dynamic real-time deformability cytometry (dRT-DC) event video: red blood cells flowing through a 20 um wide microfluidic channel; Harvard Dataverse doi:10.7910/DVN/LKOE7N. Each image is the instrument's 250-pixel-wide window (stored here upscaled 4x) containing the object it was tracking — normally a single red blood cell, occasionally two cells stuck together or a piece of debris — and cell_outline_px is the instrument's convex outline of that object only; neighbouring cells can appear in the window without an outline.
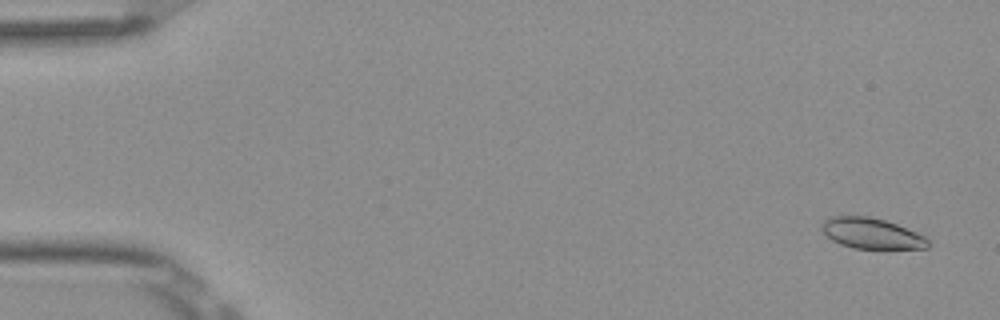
{"species": "Egyptian fruit bat (a non-hibernating species)", "species_latin": "Rousettus aegyptiacus", "temperature_condition": "room temperature", "stored_images_in_passage": 53, "camera_frame_rate_fps": 3000, "um_per_image_px": 0.085, "frame": {"image": 1, "passage_image": 3, "time_ms": 0.667, "image_size_px": [1000, 320], "cell_outline_px": [[932, 240], [928, 248], [852, 248], [840, 244], [824, 236], [820, 228], [824, 220], [828, 216], [868, 216], [884, 220], [896, 224], [916, 232]], "centroid_in_image_um": [74.05, 19.83], "position_along_channel_um": 11.0, "area_um2": 19.13}}
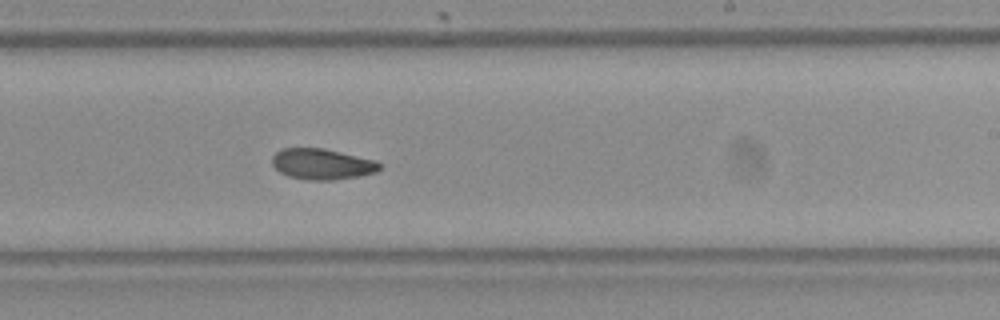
{"frame": {"image": 2, "passage_image": 33, "time_ms": 10.667, "image_size_px": [1000, 320], "cell_outline_px": [[384, 164], [376, 172], [360, 176], [332, 180], [308, 180], [288, 176], [280, 172], [272, 164], [272, 156], [276, 152], [284, 148], [324, 148], [376, 160]], "centroid_in_image_um": [27.4, 13.94], "position_along_channel_um": 261.6, "area_um2": 19.42}}
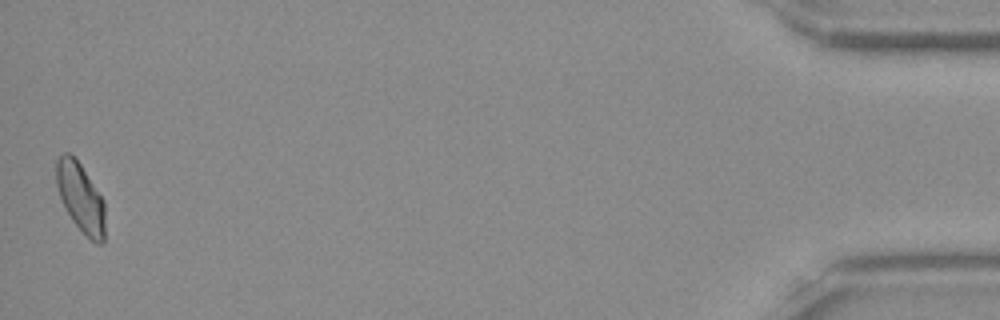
{"frame": {"image": 3, "passage_image": 53, "time_ms": 17.333, "image_size_px": [1000, 320], "cell_outline_px": [[104, 240], [100, 244], [96, 244], [72, 220], [60, 196], [56, 184], [56, 160], [64, 152], [68, 152], [80, 164], [104, 200]], "centroid_in_image_um": [6.85, 16.77], "position_along_channel_um": 428.4, "area_um2": 19.13}, "authors_computed_cell_mechanics": {"area_um2": 19.941, "velocity_mm_per_s": 3.8658, "shape_relaxation_time_tau1_ms": null, "shape_relaxation_time_tau2_ms": 2.8233, "deformation_change_tau1": null, "deformation_change_tau2": 0.077}}